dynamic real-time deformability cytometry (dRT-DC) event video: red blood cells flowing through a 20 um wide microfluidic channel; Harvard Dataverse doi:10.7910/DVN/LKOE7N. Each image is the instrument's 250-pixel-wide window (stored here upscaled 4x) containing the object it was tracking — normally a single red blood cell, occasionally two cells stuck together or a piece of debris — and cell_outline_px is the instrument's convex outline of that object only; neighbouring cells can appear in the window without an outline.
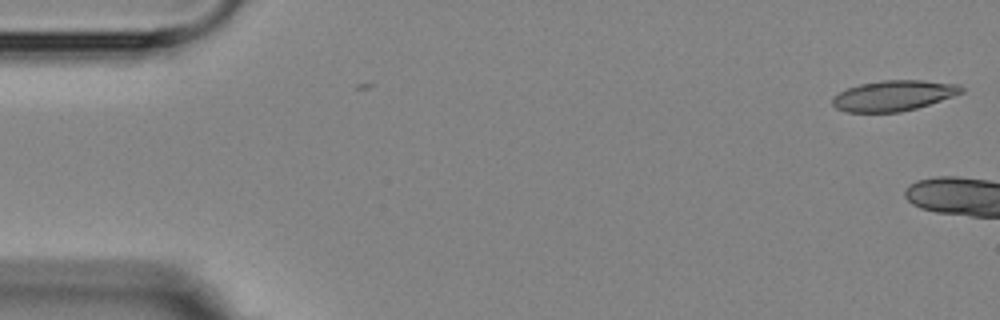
{"species": "Egyptian fruit bat (a non-hibernating species)", "species_latin": "Rousettus aegyptiacus", "temperature_condition": "room temperature", "stored_images_in_passage": 3, "segment_of_instrument_passage": [2, 2], "camera_frame_rate_fps": 3000, "um_per_image_px": 0.085, "animal": {"sex": "female"}, "frame": {"image": 1, "passage_image": 3, "time_ms": 3.333, "image_size_px": [1000, 320], "cell_outline_px": [[964, 92], [916, 108], [900, 112], [848, 112], [836, 108], [832, 104], [832, 96], [848, 88], [860, 84], [884, 80], [924, 80], [960, 84], [964, 88]], "centroid_in_image_um": [75.96, 8.12], "position_along_channel_um": 9.0, "area_um2": 22.83}}